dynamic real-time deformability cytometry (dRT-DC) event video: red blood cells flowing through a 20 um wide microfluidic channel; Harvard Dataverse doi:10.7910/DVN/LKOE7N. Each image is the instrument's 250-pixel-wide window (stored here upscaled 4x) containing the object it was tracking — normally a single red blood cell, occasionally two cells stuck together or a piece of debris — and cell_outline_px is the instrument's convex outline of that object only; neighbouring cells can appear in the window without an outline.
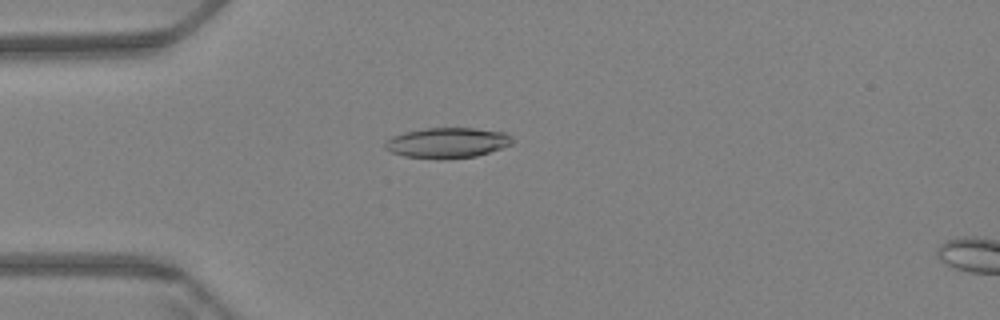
{"species": "Egyptian fruit bat (a non-hibernating species)", "species_latin": "Rousettus aegyptiacus", "temperature_condition": "warm", "stored_images_in_passage": 61, "camera_frame_rate_fps": 3000, "um_per_image_px": 0.085, "animal": {"sex": "female"}, "frame": {"image": 1, "passage_image": 17, "time_ms": 5.333, "image_size_px": [1000, 320], "cell_outline_px": [[512, 144], [476, 156], [444, 160], [436, 160], [404, 156], [392, 152], [384, 148], [384, 144], [392, 136], [404, 132], [424, 128], [472, 128], [504, 132], [512, 136]], "centroid_in_image_um": [37.99, 12.15], "position_along_channel_um": 47.0, "area_um2": 22.66}}
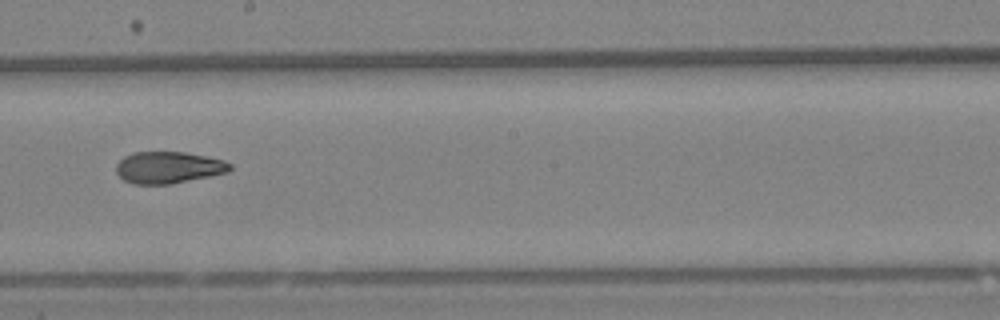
{"frame": {"image": 2, "passage_image": 35, "time_ms": 11.333, "image_size_px": [1000, 320], "cell_outline_px": [[232, 168], [228, 172], [172, 184], [132, 184], [124, 180], [116, 172], [116, 164], [124, 156], [132, 152], [184, 152], [208, 156], [224, 160], [232, 164]], "centroid_in_image_um": [14.32, 14.23], "position_along_channel_um": 233.9, "area_um2": 21.21}}
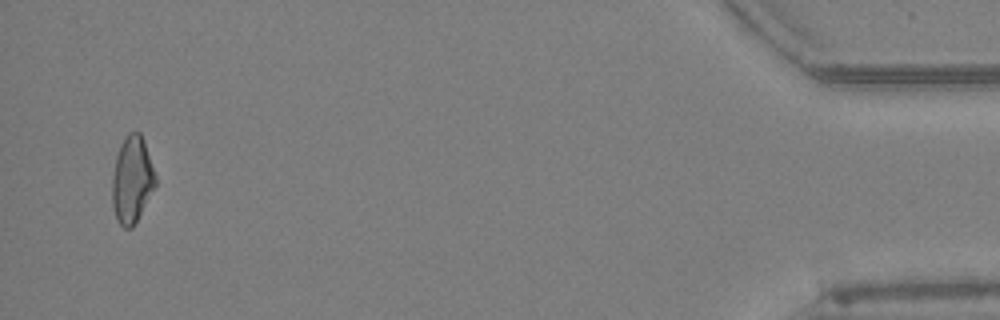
{"frame": {"image": 3, "passage_image": 59, "time_ms": 19.333, "image_size_px": [1000, 320], "cell_outline_px": [[156, 188], [132, 228], [124, 228], [120, 224], [116, 216], [112, 204], [112, 176], [116, 156], [120, 144], [124, 136], [128, 132], [140, 132], [144, 140], [156, 176]], "centroid_in_image_um": [11.23, 15.26], "position_along_channel_um": 424.0, "area_um2": 22.08}, "authors_computed_cell_mechanics": {"area_um2": 22.0218, "velocity_mm_per_s": 3.4146, "shape_relaxation_time_tau1_ms": 11.2164, "shape_relaxation_time_tau2_ms": 2.9781, "deformation_change_tau1": 0.2471, "deformation_change_tau2": 0.0956}}